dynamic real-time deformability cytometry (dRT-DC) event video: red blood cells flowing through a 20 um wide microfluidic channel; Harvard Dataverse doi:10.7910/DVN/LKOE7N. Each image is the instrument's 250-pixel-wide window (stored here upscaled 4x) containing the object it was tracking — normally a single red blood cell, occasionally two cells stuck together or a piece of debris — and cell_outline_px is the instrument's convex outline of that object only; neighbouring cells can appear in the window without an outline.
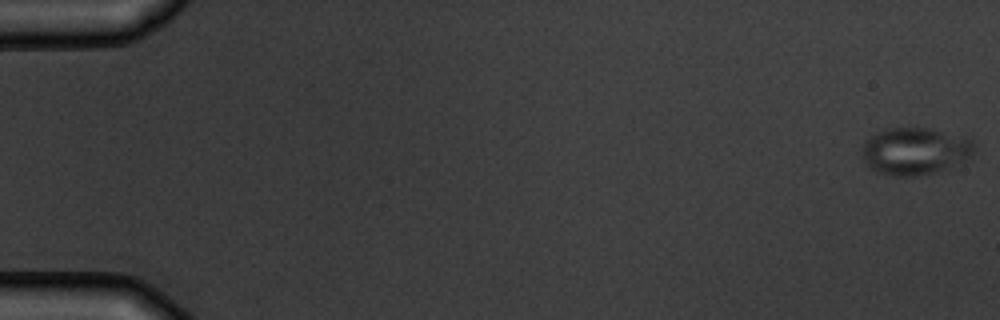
{"species": "common noctule bat (a hibernating species)", "species_latin": "Nyctalus noctula", "temperature_condition": "warm", "stored_images_in_passage": 8, "camera_frame_rate_fps": 3000, "um_per_image_px": 0.085, "animal": {"sex": "male", "body_mass_g": 19.5, "forearm_length_mm": 54.6}, "frame": {"image": 1, "passage_image": 1, "time_ms": 0.0, "image_size_px": [1000, 320], "cell_outline_px": [[976, 152], [936, 172], [916, 176], [896, 176], [880, 172], [864, 164], [860, 152], [864, 144], [876, 132], [884, 128], [928, 128], [964, 136], [972, 140], [976, 144]], "centroid_in_image_um": [77.74, 12.82], "position_along_channel_um": 7.3, "area_um2": 30.63}}